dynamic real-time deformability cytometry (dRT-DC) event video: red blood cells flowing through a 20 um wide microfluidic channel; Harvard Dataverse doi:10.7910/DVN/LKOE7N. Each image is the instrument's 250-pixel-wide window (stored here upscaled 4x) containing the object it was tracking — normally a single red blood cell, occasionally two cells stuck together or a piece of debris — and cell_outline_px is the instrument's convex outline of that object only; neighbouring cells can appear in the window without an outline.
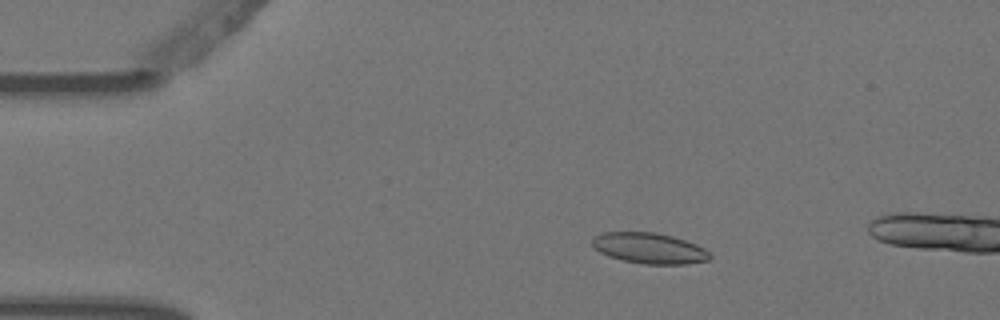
{"species": "Egyptian fruit bat (a non-hibernating species)", "species_latin": "Rousettus aegyptiacus", "temperature_condition": "warm", "stored_images_in_passage": 5, "camera_frame_rate_fps": 3000, "um_per_image_px": 0.085, "animal": {"sex": "female"}, "frame": {"image": 1, "passage_image": 3, "time_ms": 0.667, "image_size_px": [1000, 320], "cell_outline_px": [[712, 256], [708, 260], [684, 264], [644, 264], [624, 260], [608, 256], [600, 252], [592, 244], [592, 236], [604, 232], [656, 232], [672, 236], [696, 244], [704, 248]], "centroid_in_image_um": [55.18, 21.09], "position_along_channel_um": 29.8, "area_um2": 20.98}}